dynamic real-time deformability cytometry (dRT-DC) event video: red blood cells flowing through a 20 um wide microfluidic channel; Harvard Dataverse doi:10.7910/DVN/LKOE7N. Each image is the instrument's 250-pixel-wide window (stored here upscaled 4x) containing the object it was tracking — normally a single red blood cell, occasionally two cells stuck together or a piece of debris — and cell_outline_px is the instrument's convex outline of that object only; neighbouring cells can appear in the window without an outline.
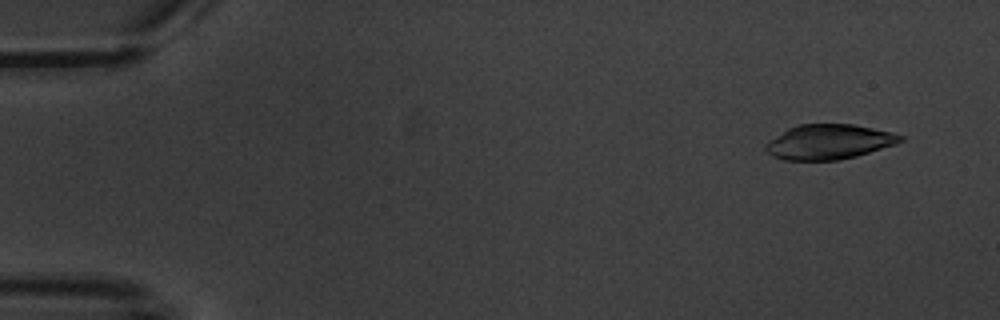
{"species": "common noctule bat (a hibernating species)", "species_latin": "Nyctalus noctula", "temperature_condition": "warm", "stored_images_in_passage": 8, "camera_frame_rate_fps": 3000, "um_per_image_px": 0.085, "animal": {"sex": "male", "body_mass_g": 20.1, "forearm_length_mm": 53.5}, "frame": {"image": 1, "passage_image": 1, "time_ms": 0.0, "image_size_px": [1000, 320], "cell_outline_px": [[904, 140], [896, 144], [856, 156], [840, 160], [784, 160], [772, 156], [764, 148], [768, 140], [788, 128], [800, 124], [852, 124], [892, 132], [904, 136]], "centroid_in_image_um": [70.45, 12.06], "position_along_channel_um": 14.5, "area_um2": 27.4}}
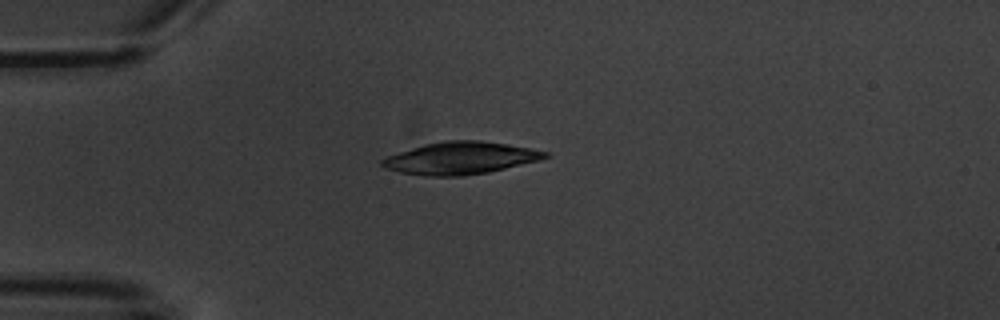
{"frame": {"image": 2, "passage_image": 4, "time_ms": 3.667, "image_size_px": [1000, 320], "cell_outline_px": [[548, 156], [540, 160], [488, 172], [464, 176], [424, 176], [400, 172], [384, 168], [380, 164], [380, 160], [388, 156], [424, 144], [444, 140], [480, 140], [508, 144], [548, 152]], "centroid_in_image_um": [39.11, 13.44], "position_along_channel_um": 45.9, "area_um2": 30.58}}